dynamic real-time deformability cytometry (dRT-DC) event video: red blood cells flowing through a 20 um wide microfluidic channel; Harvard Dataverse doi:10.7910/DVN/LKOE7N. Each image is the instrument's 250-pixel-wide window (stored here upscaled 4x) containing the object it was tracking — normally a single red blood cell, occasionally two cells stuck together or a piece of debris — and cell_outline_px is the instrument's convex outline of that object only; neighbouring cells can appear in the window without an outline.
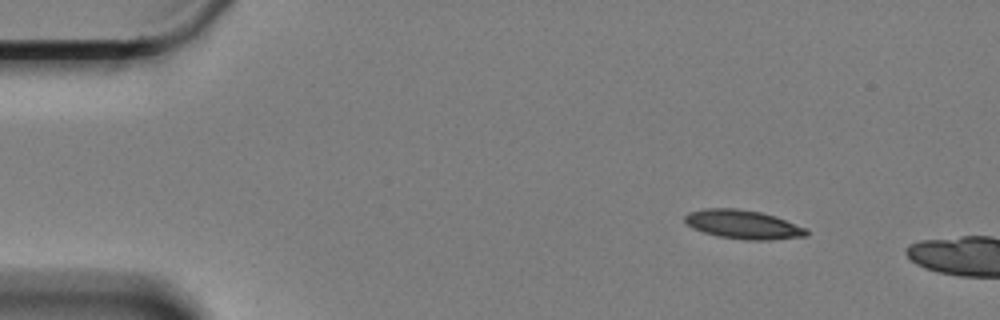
{"species": "Egyptian fruit bat (a non-hibernating species)", "species_latin": "Rousettus aegyptiacus", "temperature_condition": "cold", "stored_images_in_passage": 5, "camera_frame_rate_fps": 3000, "um_per_image_px": 0.085, "animal": {"sex": "female"}, "frame": {"image": 1, "passage_image": 1, "time_ms": 0.0, "image_size_px": [1000, 320], "cell_outline_px": [[808, 236], [768, 240], [744, 240], [716, 236], [692, 228], [684, 220], [684, 216], [688, 212], [704, 208], [736, 208], [760, 212], [776, 216], [808, 228]], "centroid_in_image_um": [63.18, 19.08], "position_along_channel_um": 21.8, "area_um2": 20.69}}